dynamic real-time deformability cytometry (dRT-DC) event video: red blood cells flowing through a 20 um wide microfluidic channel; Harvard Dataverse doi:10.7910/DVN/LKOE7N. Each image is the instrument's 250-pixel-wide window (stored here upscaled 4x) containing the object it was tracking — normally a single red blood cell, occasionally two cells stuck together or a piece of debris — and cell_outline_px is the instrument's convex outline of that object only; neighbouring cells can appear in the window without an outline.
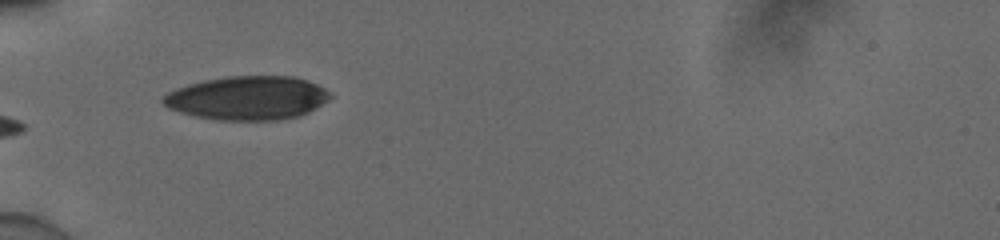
{"species": "human", "species_latin": "Homo sapiens", "temperature_condition": "cold", "stored_images_in_passage": 25, "camera_frame_rate_fps": 3000, "um_per_image_px": 0.085, "donor": {"sex": "male"}, "frame": {"image": 1, "passage_image": 1, "time_ms": 0.0, "image_size_px": [1000, 240], "cell_outline_px": [[332, 96], [328, 100], [316, 108], [300, 116], [280, 120], [216, 120], [196, 116], [180, 112], [168, 108], [160, 100], [168, 92], [176, 88], [188, 84], [204, 80], [228, 76], [292, 76], [308, 80], [324, 88]], "centroid_in_image_um": [21.04, 8.33], "position_along_channel_um": 64.0, "area_um2": 42.71}}
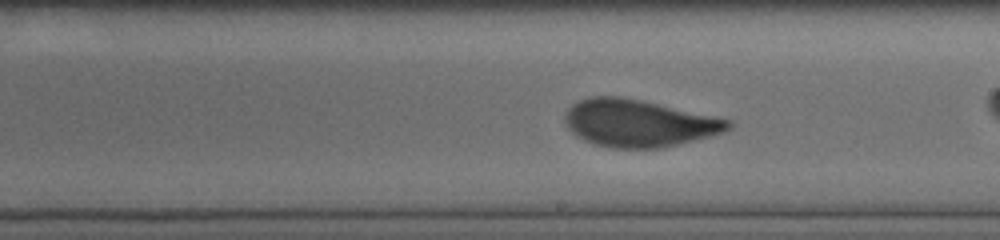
{"frame": {"image": 2, "passage_image": 12, "time_ms": 3.667, "image_size_px": [1000, 240], "cell_outline_px": [[732, 128], [724, 132], [712, 136], [660, 148], [612, 148], [596, 144], [584, 140], [576, 136], [568, 128], [564, 120], [564, 116], [568, 108], [572, 104], [588, 96], [620, 96], [640, 100], [732, 120]], "centroid_in_image_um": [54.28, 10.47], "position_along_channel_um": 234.7, "area_um2": 44.85}}
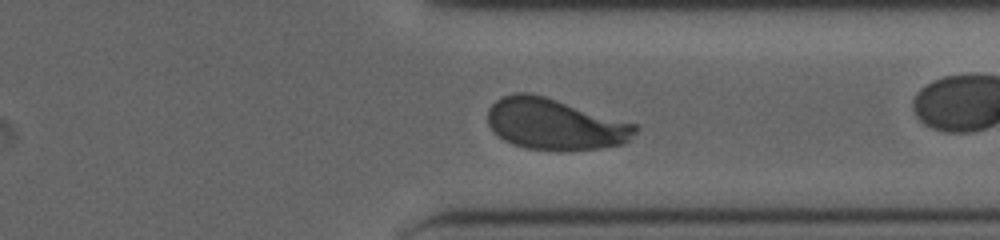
{"frame": {"image": 3, "passage_image": 22, "time_ms": 7.0, "image_size_px": [1000, 240], "cell_outline_px": [[640, 128], [624, 144], [600, 148], [528, 148], [512, 144], [504, 140], [488, 124], [488, 108], [496, 100], [504, 96], [516, 92], [528, 92], [544, 96], [636, 124]], "centroid_in_image_um": [47.16, 10.52], "position_along_channel_um": 364.2, "area_um2": 42.95}}